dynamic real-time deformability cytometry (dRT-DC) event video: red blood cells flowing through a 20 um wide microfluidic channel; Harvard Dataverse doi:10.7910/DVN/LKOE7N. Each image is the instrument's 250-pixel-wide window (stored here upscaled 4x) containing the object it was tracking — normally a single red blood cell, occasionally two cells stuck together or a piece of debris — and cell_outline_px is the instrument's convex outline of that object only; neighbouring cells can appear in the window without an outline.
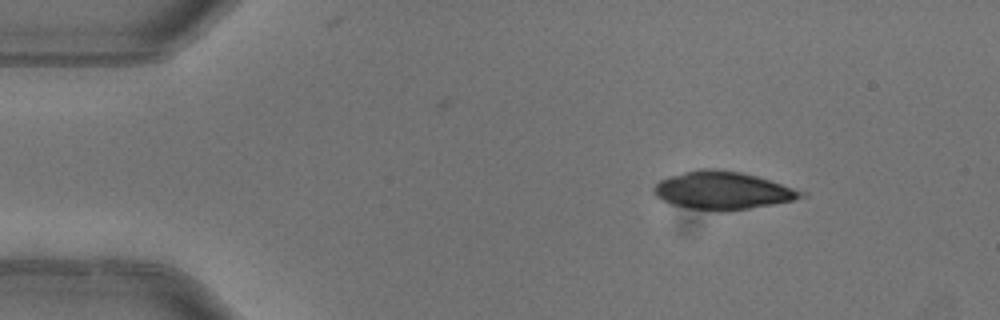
{"species": "common noctule bat (a hibernating species)", "species_latin": "Nyctalus noctula", "temperature_condition": "warm", "stored_images_in_passage": 5, "segment_of_instrument_passage": [1, 2], "camera_frame_rate_fps": 3000, "um_per_image_px": 0.085, "animal": {"sex": "female"}, "frame": {"image": 1, "passage_image": 1, "time_ms": 0.0, "image_size_px": [1000, 320], "cell_outline_px": [[808, 196], [792, 200], [772, 204], [748, 208], [720, 212], [716, 212], [688, 208], [672, 204], [656, 196], [652, 192], [652, 188], [660, 180], [684, 172], [700, 168], [716, 168], [740, 172], [756, 176], [808, 192]], "centroid_in_image_um": [61.43, 16.19], "position_along_channel_um": 23.6, "area_um2": 32.48}}